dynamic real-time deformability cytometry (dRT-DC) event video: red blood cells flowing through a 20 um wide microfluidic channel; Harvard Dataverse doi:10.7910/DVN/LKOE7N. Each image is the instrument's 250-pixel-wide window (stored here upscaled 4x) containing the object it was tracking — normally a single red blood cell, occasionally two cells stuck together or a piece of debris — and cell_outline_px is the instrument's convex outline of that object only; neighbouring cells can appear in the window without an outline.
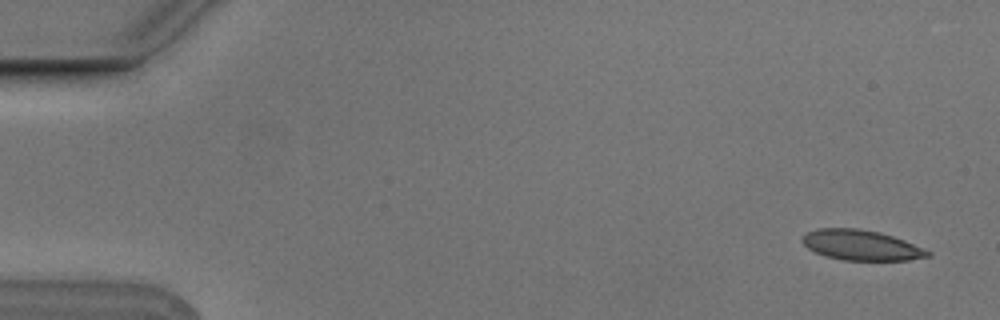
{"species": "Egyptian fruit bat (a non-hibernating species)", "species_latin": "Rousettus aegyptiacus", "temperature_condition": "cold", "stored_images_in_passage": 5, "camera_frame_rate_fps": 3000, "um_per_image_px": 0.085, "animal": {"sex": "male"}, "frame": {"image": 1, "passage_image": 1, "time_ms": 0.0, "image_size_px": [1000, 320], "cell_outline_px": [[932, 256], [908, 260], [844, 260], [824, 256], [808, 248], [800, 240], [808, 232], [816, 228], [860, 228], [880, 232], [904, 240], [932, 252]], "centroid_in_image_um": [73.21, 20.83], "position_along_channel_um": 11.8, "area_um2": 22.14}}